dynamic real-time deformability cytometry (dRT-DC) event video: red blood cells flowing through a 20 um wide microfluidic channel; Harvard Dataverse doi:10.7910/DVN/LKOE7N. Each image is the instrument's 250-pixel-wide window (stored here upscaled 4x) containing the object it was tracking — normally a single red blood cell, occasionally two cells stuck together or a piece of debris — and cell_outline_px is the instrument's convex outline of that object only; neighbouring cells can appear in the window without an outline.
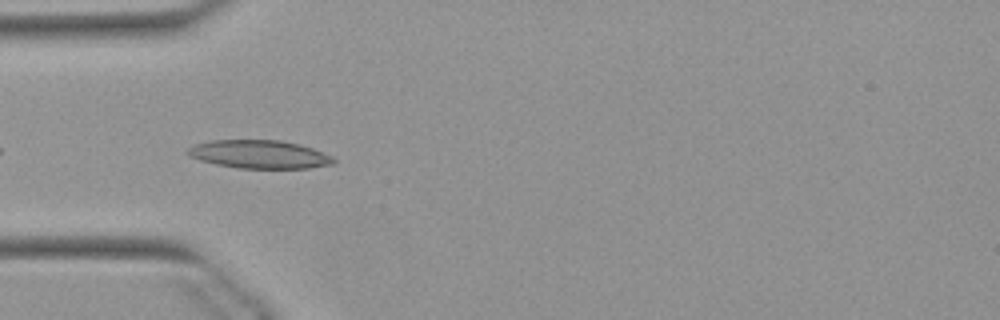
{"species": "Egyptian fruit bat (a non-hibernating species)", "species_latin": "Rousettus aegyptiacus", "temperature_condition": "warm", "stored_images_in_passage": 9, "camera_frame_rate_fps": 3000, "um_per_image_px": 0.085, "animal": {"sex": "female"}, "frame": {"image": 1, "passage_image": 2, "time_ms": 0.333, "image_size_px": [1000, 320], "cell_outline_px": [[336, 164], [308, 168], [236, 168], [216, 164], [200, 160], [188, 156], [184, 152], [188, 148], [196, 144], [208, 140], [280, 140], [300, 144], [312, 148], [332, 156], [336, 160]], "centroid_in_image_um": [22.04, 13.11], "position_along_channel_um": 63.0, "area_um2": 24.22}}
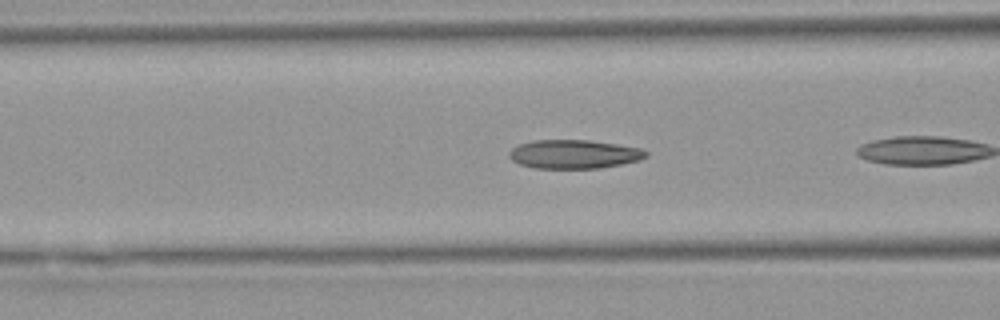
{"frame": {"image": 2, "passage_image": 4, "time_ms": 1.0, "image_size_px": [1000, 320], "cell_outline_px": [[648, 156], [640, 160], [600, 168], [536, 168], [520, 164], [512, 160], [508, 156], [508, 152], [512, 148], [520, 144], [532, 140], [592, 140], [644, 148], [648, 152]], "centroid_in_image_um": [48.82, 13.09], "position_along_channel_um": 117.8, "area_um2": 23.12}}
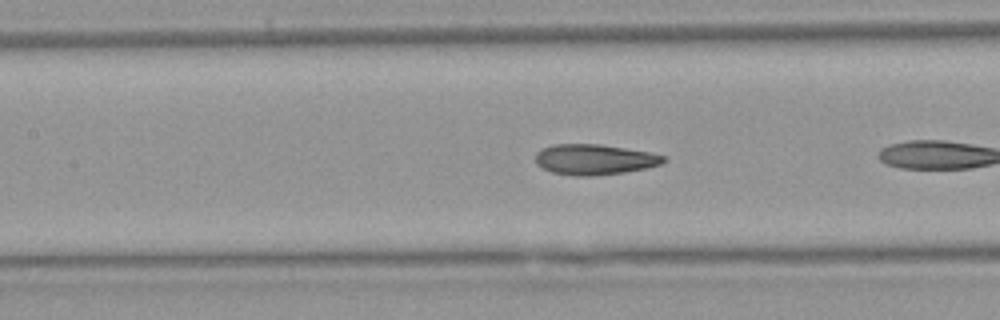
{"frame": {"image": 3, "passage_image": 7, "time_ms": 2.0, "image_size_px": [1000, 320], "cell_outline_px": [[668, 160], [660, 164], [644, 168], [624, 172], [592, 176], [576, 176], [552, 172], [536, 164], [536, 152], [540, 148], [552, 144], [600, 144], [648, 152], [668, 156]], "centroid_in_image_um": [50.51, 13.55], "position_along_channel_um": 156.9, "area_um2": 22.77}}